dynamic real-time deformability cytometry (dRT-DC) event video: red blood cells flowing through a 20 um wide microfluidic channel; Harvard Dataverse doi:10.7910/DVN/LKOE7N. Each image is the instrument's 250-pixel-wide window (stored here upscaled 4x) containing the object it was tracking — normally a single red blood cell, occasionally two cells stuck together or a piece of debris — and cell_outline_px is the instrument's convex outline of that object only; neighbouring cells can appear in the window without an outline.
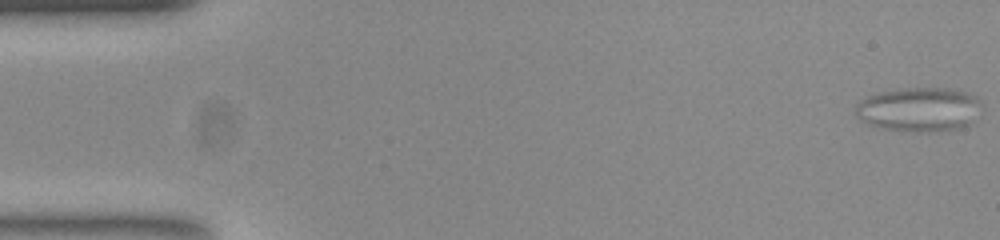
{"species": "common noctule bat (a hibernating species)", "species_latin": "Nyctalus noctula", "temperature_condition": "room temperature", "stored_images_in_passage": 57, "camera_frame_rate_fps": 3000, "um_per_image_px": 0.085, "animal": {"sex": "female", "body_mass_g": 23.0, "forearm_length_mm": 53.4}, "frame": {"image": 1, "passage_image": 1, "time_ms": 0.0, "image_size_px": [1000, 240], "cell_outline_px": [[968, 100], [964, 124], [952, 128], [920, 132], [884, 128], [872, 124], [864, 120], [856, 112], [856, 108], [868, 96], [884, 92], [908, 88], [940, 88], [960, 92], [968, 96]], "centroid_in_image_um": [77.8, 9.3], "position_along_channel_um": 7.2, "area_um2": 28.61}}
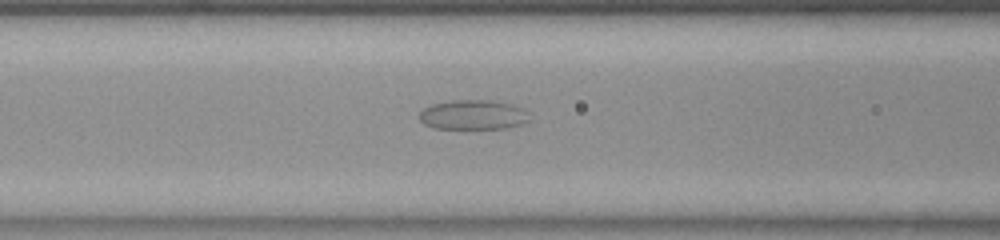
{"frame": {"image": 2, "passage_image": 23, "time_ms": 7.333, "image_size_px": [1000, 240], "cell_outline_px": [[528, 120], [504, 128], [436, 128], [424, 124], [420, 120], [420, 112], [424, 108], [432, 104], [452, 100], [492, 100], [512, 104], [520, 108], [524, 112]], "centroid_in_image_um": [40.13, 9.74], "position_along_channel_um": 126.5, "area_um2": 18.5}}
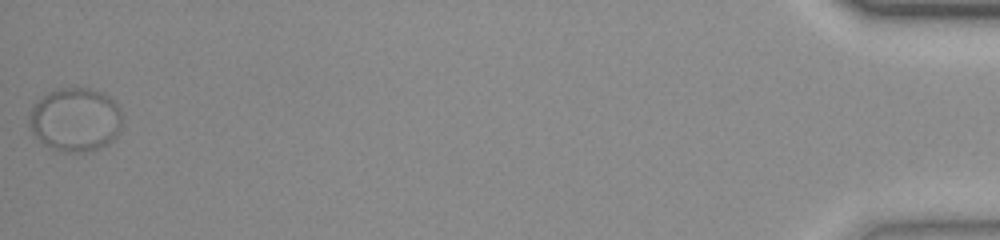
{"frame": {"image": 3, "passage_image": 57, "time_ms": 18.667, "image_size_px": [1000, 240], "cell_outline_px": [[120, 124], [116, 136], [108, 144], [84, 152], [64, 152], [44, 144], [32, 132], [28, 120], [32, 104], [44, 96], [60, 88], [88, 88], [104, 92], [116, 104], [120, 112]], "centroid_in_image_um": [6.38, 10.16], "position_along_channel_um": 428.8, "area_um2": 34.1}}